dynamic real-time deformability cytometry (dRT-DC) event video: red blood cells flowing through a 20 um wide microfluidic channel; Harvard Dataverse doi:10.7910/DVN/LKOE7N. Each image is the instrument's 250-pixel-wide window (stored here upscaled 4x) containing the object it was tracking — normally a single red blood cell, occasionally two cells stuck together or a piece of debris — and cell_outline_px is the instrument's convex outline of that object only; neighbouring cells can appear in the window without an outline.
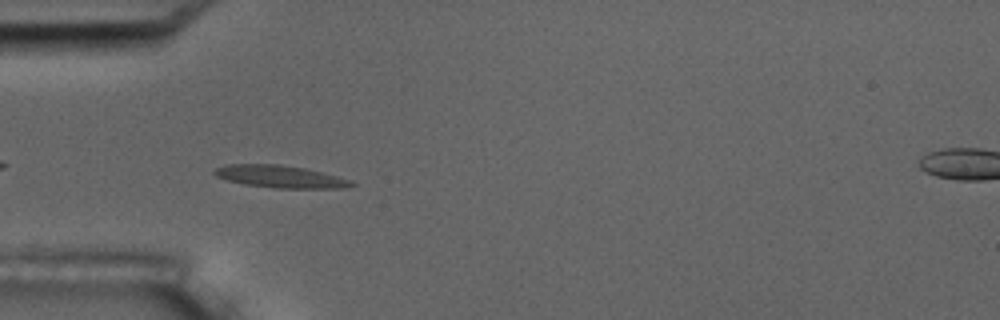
{"species": "common noctule bat (a hibernating species)", "species_latin": "Nyctalus noctula", "temperature_condition": "room temperature", "stored_images_in_passage": 6, "camera_frame_rate_fps": 3000, "um_per_image_px": 0.085, "animal": {"sex": "male", "body_mass_g": 17.5, "forearm_length_mm": 52.3}, "frame": {"image": 1, "passage_image": 5, "time_ms": 4.667, "image_size_px": [1000, 320], "cell_outline_px": [[356, 184], [344, 188], [276, 188], [244, 184], [228, 180], [216, 176], [212, 172], [216, 168], [224, 164], [280, 164], [304, 168], [352, 180]], "centroid_in_image_um": [23.8, 15.0], "position_along_channel_um": 61.2, "area_um2": 17.74}}